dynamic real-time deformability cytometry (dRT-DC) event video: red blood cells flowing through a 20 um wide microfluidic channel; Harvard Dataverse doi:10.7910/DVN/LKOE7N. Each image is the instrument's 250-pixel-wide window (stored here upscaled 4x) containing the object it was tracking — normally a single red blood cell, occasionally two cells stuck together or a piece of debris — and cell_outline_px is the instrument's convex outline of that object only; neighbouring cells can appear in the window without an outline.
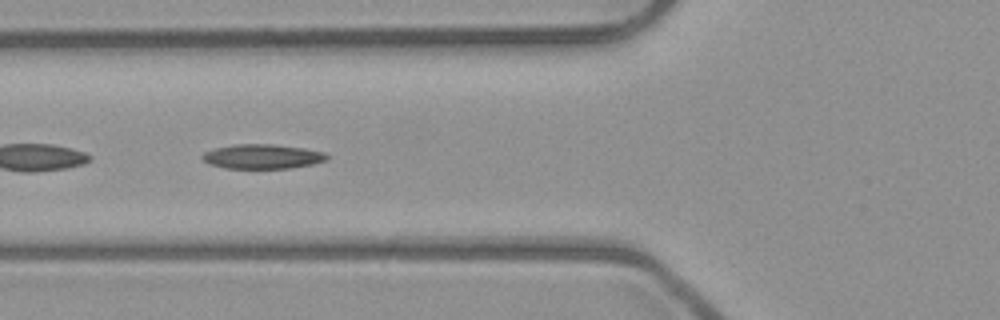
{"species": "common noctule bat (a hibernating species)", "species_latin": "Nyctalus noctula", "temperature_condition": "room temperature", "stored_images_in_passage": 52, "camera_frame_rate_fps": 3000, "um_per_image_px": 0.085, "animal": {"sex": "male", "body_mass_g": 23.1, "forearm_length_mm": 52.7}, "frame": {"image": 1, "passage_image": 19, "time_ms": 6.0, "image_size_px": [1000, 320], "cell_outline_px": [[328, 160], [312, 164], [288, 168], [224, 168], [208, 164], [200, 156], [204, 152], [216, 148], [236, 144], [272, 144], [304, 148], [324, 152], [328, 156]], "centroid_in_image_um": [22.29, 13.3], "position_along_channel_um": 103.5, "area_um2": 17.74}}
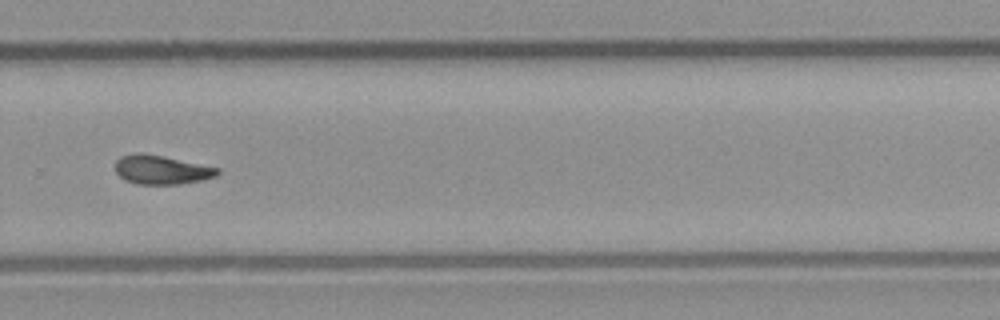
{"frame": {"image": 2, "passage_image": 35, "time_ms": 11.333, "image_size_px": [1000, 320], "cell_outline_px": [[220, 172], [216, 176], [200, 180], [180, 184], [136, 184], [124, 180], [116, 172], [116, 160], [120, 156], [132, 152], [140, 152], [164, 156], [220, 168]], "centroid_in_image_um": [13.69, 14.42], "position_along_channel_um": 316.1, "area_um2": 17.4}}
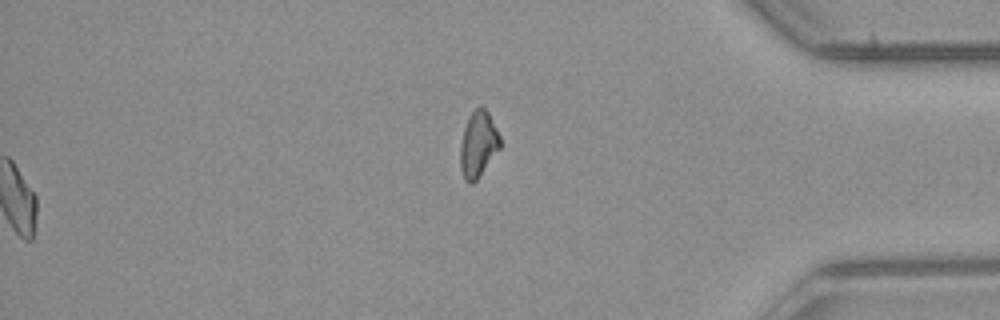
{"frame": {"image": 3, "passage_image": 52, "time_ms": 17.0, "image_size_px": [1000, 320], "cell_outline_px": [[500, 148], [476, 180], [472, 184], [468, 184], [464, 180], [460, 168], [460, 144], [464, 128], [472, 112], [480, 104], [488, 112], [500, 136]], "centroid_in_image_um": [40.63, 12.28], "position_along_channel_um": 394.6, "area_um2": 15.2}, "authors_computed_cell_mechanics": {"area_um2": 17.629, "velocity_mm_per_s": 3.9805, "shape_relaxation_time_tau1_ms": null, "shape_relaxation_time_tau2_ms": 8.9553, "deformation_change_tau1": null, "deformation_change_tau2": 0.1694}}